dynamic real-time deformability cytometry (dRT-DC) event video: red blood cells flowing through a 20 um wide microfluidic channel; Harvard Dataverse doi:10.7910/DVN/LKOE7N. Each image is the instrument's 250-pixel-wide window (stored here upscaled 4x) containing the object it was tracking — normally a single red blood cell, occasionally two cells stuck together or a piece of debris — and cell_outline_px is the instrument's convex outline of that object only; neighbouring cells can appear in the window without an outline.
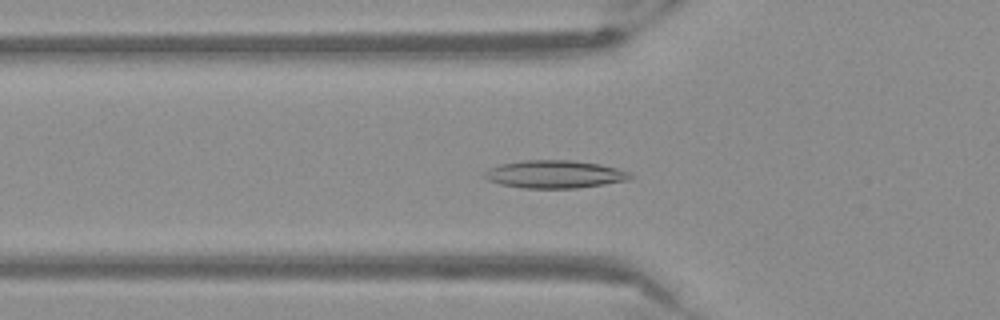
{"species": "Egyptian fruit bat (a non-hibernating species)", "species_latin": "Rousettus aegyptiacus", "temperature_condition": "warm", "stored_images_in_passage": 48, "camera_frame_rate_fps": 3000, "um_per_image_px": 0.085, "frame": {"image": 1, "passage_image": 13, "time_ms": 4.0, "image_size_px": [1000, 320], "cell_outline_px": [[636, 176], [628, 180], [604, 184], [576, 188], [520, 188], [500, 184], [488, 180], [484, 176], [484, 172], [488, 168], [500, 164], [524, 160], [572, 160], [600, 164], [632, 172]], "centroid_in_image_um": [47.17, 14.81], "position_along_channel_um": 78.6, "area_um2": 23.81}}
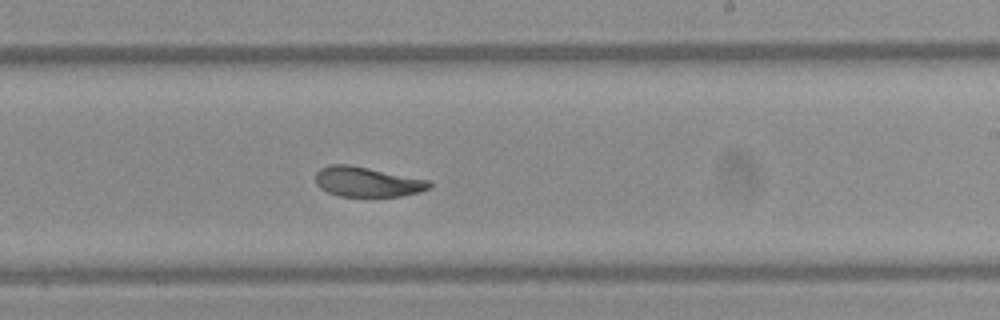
{"frame": {"image": 2, "passage_image": 27, "time_ms": 8.667, "image_size_px": [1000, 320], "cell_outline_px": [[432, 184], [428, 188], [420, 192], [400, 196], [340, 196], [328, 192], [320, 188], [316, 184], [316, 172], [320, 168], [328, 164], [348, 164], [432, 180]], "centroid_in_image_um": [31.22, 15.44], "position_along_channel_um": 257.8, "area_um2": 19.94}}
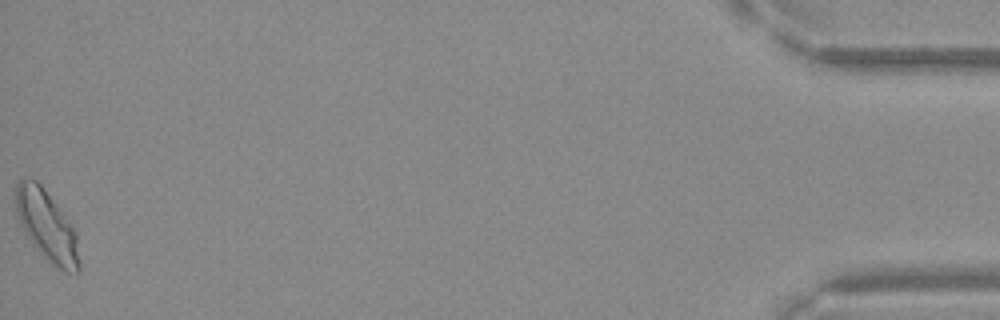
{"frame": {"image": 3, "passage_image": 48, "time_ms": 15.667, "image_size_px": [1000, 320], "cell_outline_px": [[80, 272], [64, 272], [48, 260], [32, 244], [20, 224], [16, 212], [16, 184], [20, 176], [36, 180], [40, 184], [56, 204], [76, 232], [80, 264]], "centroid_in_image_um": [3.97, 19.18], "position_along_channel_um": 431.2, "area_um2": 25.78}}